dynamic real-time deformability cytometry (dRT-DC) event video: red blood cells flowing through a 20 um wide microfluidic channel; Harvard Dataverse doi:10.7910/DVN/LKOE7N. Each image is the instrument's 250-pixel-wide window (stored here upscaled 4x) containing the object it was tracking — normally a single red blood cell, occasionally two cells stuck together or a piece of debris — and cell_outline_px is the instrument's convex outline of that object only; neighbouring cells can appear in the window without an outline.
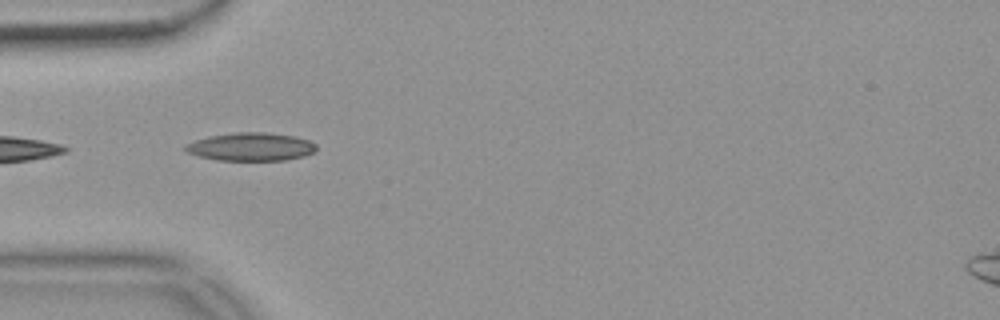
{"species": "common noctule bat (a hibernating species)", "species_latin": "Nyctalus noctula", "temperature_condition": "warm", "stored_images_in_passage": 9, "camera_frame_rate_fps": 3000, "um_per_image_px": 0.085, "animal": {"sex": "female", "body_mass_g": 18.4}, "frame": {"image": 1, "passage_image": 1, "time_ms": 0.0, "image_size_px": [1000, 320], "cell_outline_px": [[316, 148], [312, 152], [304, 156], [284, 160], [216, 160], [200, 156], [188, 152], [184, 148], [184, 144], [208, 136], [236, 132], [264, 132], [296, 136], [308, 140], [316, 144]], "centroid_in_image_um": [21.32, 12.47], "position_along_channel_um": 63.7, "area_um2": 21.39}}
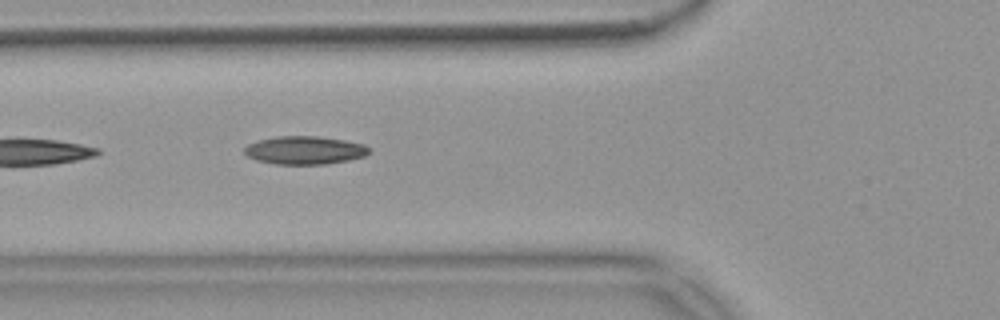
{"frame": {"image": 2, "passage_image": 4, "time_ms": 1.0, "image_size_px": [1000, 320], "cell_outline_px": [[372, 148], [364, 156], [348, 160], [324, 164], [276, 164], [256, 160], [248, 156], [244, 152], [244, 148], [248, 144], [260, 140], [276, 136], [316, 136], [344, 140], [364, 144]], "centroid_in_image_um": [25.9, 12.76], "position_along_channel_um": 99.9, "area_um2": 20.35}}